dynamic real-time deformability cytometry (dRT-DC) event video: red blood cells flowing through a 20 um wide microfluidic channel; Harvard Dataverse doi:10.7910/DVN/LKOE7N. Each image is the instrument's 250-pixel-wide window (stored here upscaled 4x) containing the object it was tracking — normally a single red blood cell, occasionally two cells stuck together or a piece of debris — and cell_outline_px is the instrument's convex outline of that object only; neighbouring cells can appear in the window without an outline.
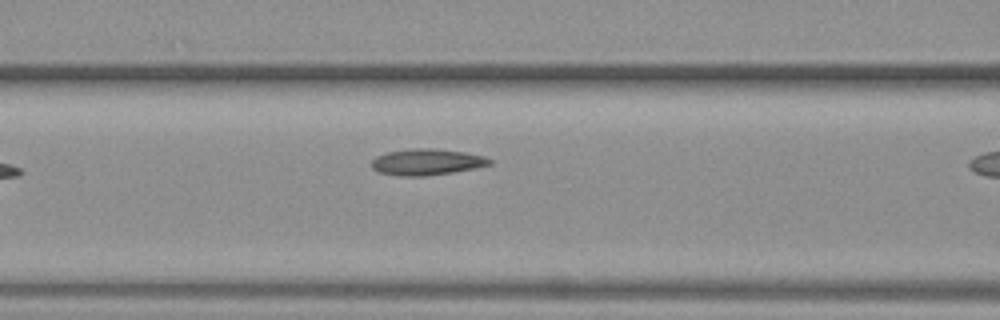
{"species": "common noctule bat (a hibernating species)", "species_latin": "Nyctalus noctula", "temperature_condition": "warm", "stored_images_in_passage": 6, "segment_of_instrument_passage": [1, 2], "camera_frame_rate_fps": 3000, "um_per_image_px": 0.085, "animal": {"sex": "female", "body_mass_g": 19.3, "forearm_length_mm": 54.1}, "frame": {"image": 1, "passage_image": 5, "time_ms": 1.333, "image_size_px": [1000, 320], "cell_outline_px": [[492, 164], [476, 168], [428, 176], [400, 176], [380, 172], [372, 168], [372, 160], [376, 156], [388, 152], [412, 148], [432, 148], [464, 152], [484, 156], [492, 160]], "centroid_in_image_um": [36.29, 13.77], "position_along_channel_um": 130.3, "area_um2": 18.03}}